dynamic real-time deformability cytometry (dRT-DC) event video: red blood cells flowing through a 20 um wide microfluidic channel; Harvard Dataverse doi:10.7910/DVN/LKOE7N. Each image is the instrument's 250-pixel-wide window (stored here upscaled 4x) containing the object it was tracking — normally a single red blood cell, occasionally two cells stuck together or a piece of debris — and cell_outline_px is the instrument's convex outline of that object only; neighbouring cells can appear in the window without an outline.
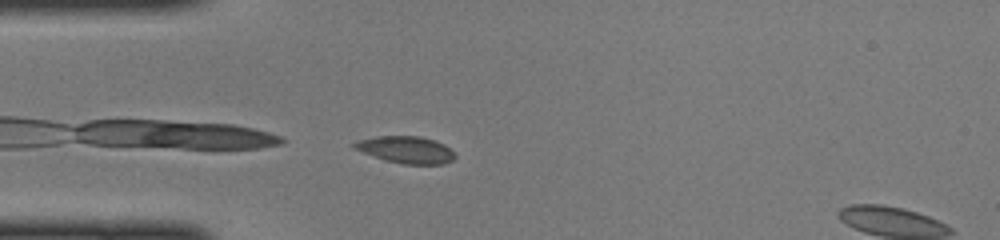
{"species": "common noctule bat (a hibernating species)", "species_latin": "Nyctalus noctula", "temperature_condition": "cold", "stored_images_in_passage": 36, "camera_frame_rate_fps": 3000, "um_per_image_px": 0.085, "animal": {"sex": "female", "body_mass_g": 22.0, "forearm_length_mm": 56.7}, "frame": {"image": 1, "passage_image": 1, "time_ms": 0.0, "image_size_px": [1000, 240], "cell_outline_px": [[456, 156], [452, 160], [444, 164], [400, 164], [384, 160], [352, 148], [352, 144], [356, 140], [376, 136], [420, 136], [436, 140], [444, 144]], "centroid_in_image_um": [34.47, 12.72], "position_along_channel_um": 50.5, "area_um2": 15.95}}
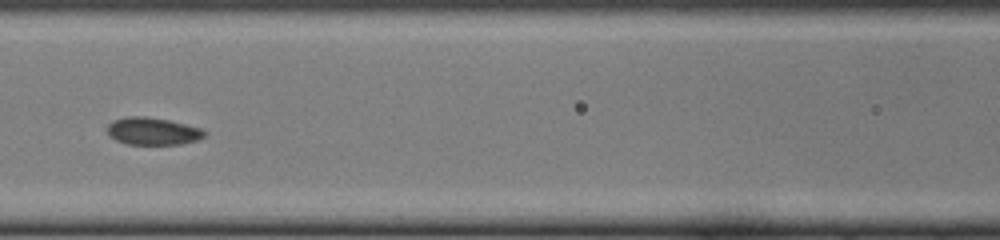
{"frame": {"image": 2, "passage_image": 9, "time_ms": 2.667, "image_size_px": [1000, 240], "cell_outline_px": [[204, 136], [200, 140], [180, 144], [128, 144], [116, 140], [108, 136], [108, 124], [112, 120], [124, 116], [144, 116], [168, 120], [200, 128], [204, 132]], "centroid_in_image_um": [12.94, 11.15], "position_along_channel_um": 153.7, "area_um2": 15.49}}
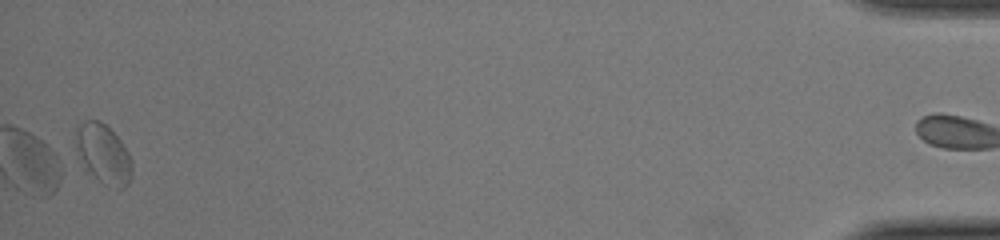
{"frame": {"image": 3, "passage_image": 35, "time_ms": 11.333, "image_size_px": [1000, 240], "cell_outline_px": [[132, 172], [128, 184], [124, 188], [116, 188], [104, 184], [88, 168], [80, 156], [76, 148], [76, 132], [84, 120], [100, 120], [120, 140], [128, 152], [132, 160]], "centroid_in_image_um": [8.84, 13.07], "position_along_channel_um": 426.4, "area_um2": 18.73}}